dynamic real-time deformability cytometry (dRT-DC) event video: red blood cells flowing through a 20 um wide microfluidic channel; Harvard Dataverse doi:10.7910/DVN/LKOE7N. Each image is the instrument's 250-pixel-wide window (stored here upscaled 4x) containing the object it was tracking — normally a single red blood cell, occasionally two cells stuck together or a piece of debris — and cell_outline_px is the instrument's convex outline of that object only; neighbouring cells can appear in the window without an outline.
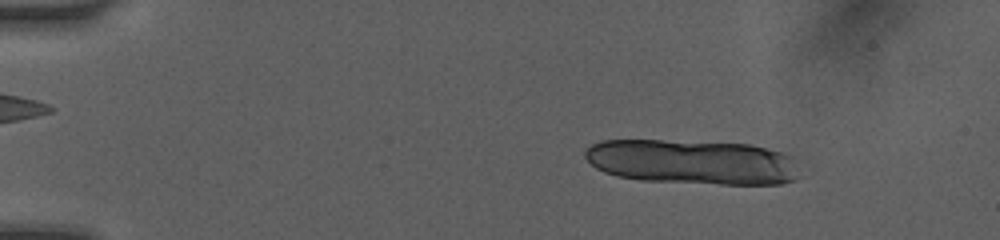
{"species": "human", "species_latin": "Homo sapiens", "temperature_condition": "room temperature", "stored_images_in_passage": 30, "camera_frame_rate_fps": 3000, "um_per_image_px": 0.085, "donor": {"sex": "female"}, "frame": {"image": 1, "passage_image": 12, "time_ms": 2.0, "image_size_px": [1000, 240], "cell_outline_px": [[800, 176], [796, 180], [780, 184], [720, 184], [640, 180], [616, 176], [604, 172], [596, 168], [584, 156], [584, 152], [592, 144], [600, 140], [660, 140], [748, 144], [784, 152], [792, 156]], "centroid_in_image_um": [58.86, 13.77], "position_along_channel_um": 26.1, "area_um2": 56.24}}